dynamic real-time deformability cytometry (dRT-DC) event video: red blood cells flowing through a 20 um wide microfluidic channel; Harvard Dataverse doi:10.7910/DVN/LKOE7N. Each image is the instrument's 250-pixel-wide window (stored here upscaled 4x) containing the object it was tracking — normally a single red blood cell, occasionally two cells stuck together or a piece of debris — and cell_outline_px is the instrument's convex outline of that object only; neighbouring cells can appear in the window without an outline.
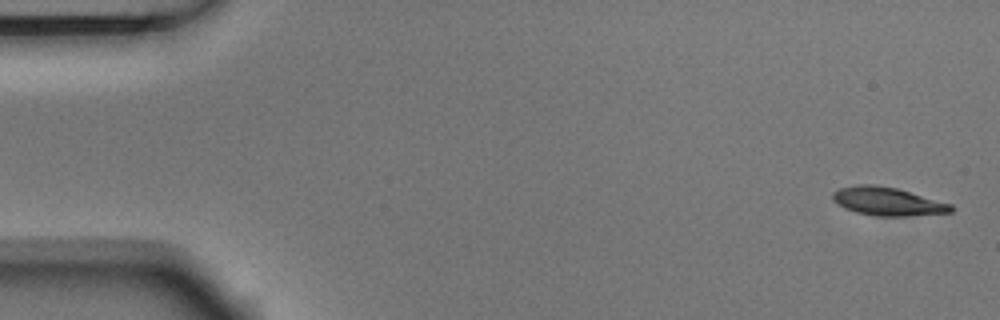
{"species": "Egyptian fruit bat (a non-hibernating species)", "species_latin": "Rousettus aegyptiacus", "temperature_condition": "room temperature", "stored_images_in_passage": 5, "camera_frame_rate_fps": 3000, "um_per_image_px": 0.085, "animal": {"sex": "male"}, "frame": {"image": 1, "passage_image": 1, "time_ms": 0.0, "image_size_px": [1000, 320], "cell_outline_px": [[952, 212], [904, 216], [876, 216], [856, 212], [844, 208], [832, 200], [832, 192], [840, 188], [856, 184], [876, 184], [896, 188], [952, 204]], "centroid_in_image_um": [75.39, 17.11], "position_along_channel_um": 9.6, "area_um2": 19.48}}
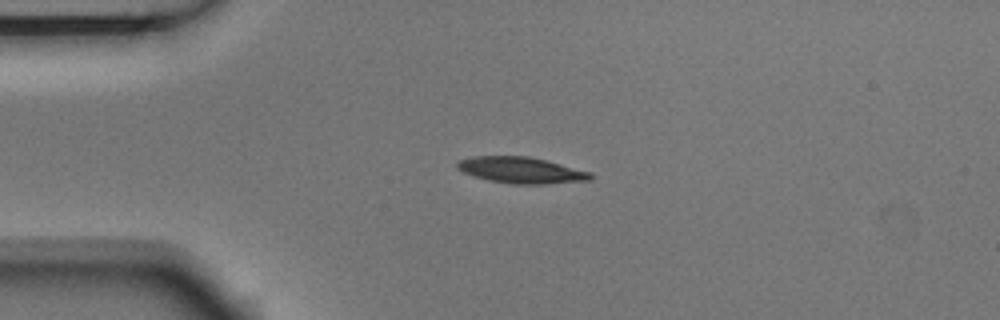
{"frame": {"image": 2, "passage_image": 4, "time_ms": 1.0, "image_size_px": [1000, 320], "cell_outline_px": [[592, 176], [588, 180], [544, 184], [512, 184], [488, 180], [472, 176], [456, 168], [456, 164], [460, 160], [472, 156], [528, 156], [592, 172]], "centroid_in_image_um": [44.25, 14.46], "position_along_channel_um": 40.7, "area_um2": 20.23}}